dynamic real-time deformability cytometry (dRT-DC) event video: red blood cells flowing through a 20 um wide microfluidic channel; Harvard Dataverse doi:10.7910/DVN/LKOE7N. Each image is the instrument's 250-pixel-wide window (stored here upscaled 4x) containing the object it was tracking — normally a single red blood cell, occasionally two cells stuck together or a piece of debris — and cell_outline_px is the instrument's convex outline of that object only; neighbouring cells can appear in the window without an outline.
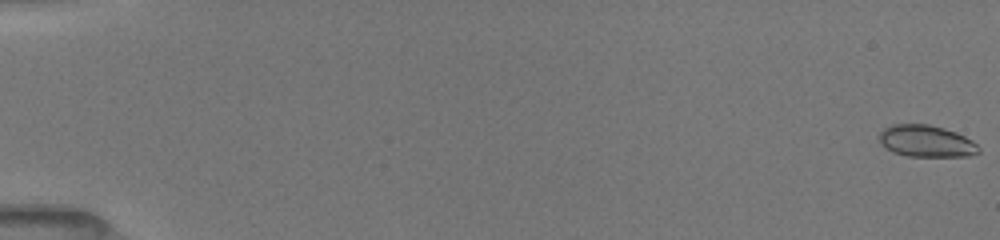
{"species": "common noctule bat (a hibernating species)", "species_latin": "Nyctalus noctula", "temperature_condition": "room temperature", "stored_images_in_passage": 52, "camera_frame_rate_fps": 3000, "um_per_image_px": 0.085, "animal": {"sex": "female", "body_mass_g": 19.5, "forearm_length_mm": 54.1}, "frame": {"image": 1, "passage_image": 1, "time_ms": 0.0, "image_size_px": [1000, 240], "cell_outline_px": [[980, 152], [968, 156], [908, 156], [892, 152], [884, 148], [880, 140], [880, 132], [884, 128], [892, 124], [928, 124], [944, 128], [956, 132], [972, 140], [980, 148]], "centroid_in_image_um": [78.73, 11.99], "position_along_channel_um": 6.3, "area_um2": 18.44}}
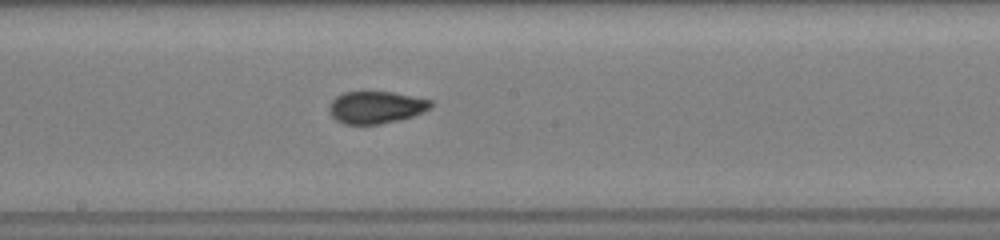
{"frame": {"image": 2, "passage_image": 30, "time_ms": 9.667, "image_size_px": [1000, 240], "cell_outline_px": [[432, 108], [412, 116], [400, 120], [380, 124], [344, 124], [336, 120], [328, 112], [328, 104], [336, 96], [344, 92], [392, 92], [432, 100]], "centroid_in_image_um": [31.93, 9.12], "position_along_channel_um": 216.3, "area_um2": 19.19}}
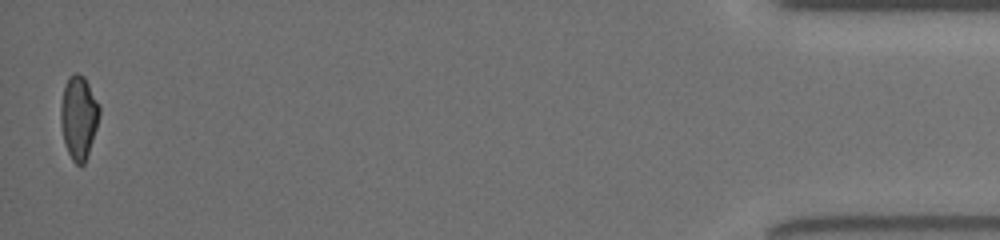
{"frame": {"image": 3, "passage_image": 52, "time_ms": 17.0, "image_size_px": [1000, 240], "cell_outline_px": [[100, 112], [96, 128], [84, 164], [76, 164], [72, 160], [68, 152], [64, 140], [60, 124], [60, 104], [64, 88], [68, 76], [76, 72], [84, 76], [100, 108]], "centroid_in_image_um": [6.66, 9.95], "position_along_channel_um": 428.5, "area_um2": 18.5}, "authors_computed_cell_mechanics": {"area_um2": 18.5827, "velocity_mm_per_s": 4.01, "shape_relaxation_time_tau1_ms": 3.0761, "shape_relaxation_time_tau2_ms": 2.255, "deformation_change_tau1": 0.1245, "deformation_change_tau2": 0.0344}}